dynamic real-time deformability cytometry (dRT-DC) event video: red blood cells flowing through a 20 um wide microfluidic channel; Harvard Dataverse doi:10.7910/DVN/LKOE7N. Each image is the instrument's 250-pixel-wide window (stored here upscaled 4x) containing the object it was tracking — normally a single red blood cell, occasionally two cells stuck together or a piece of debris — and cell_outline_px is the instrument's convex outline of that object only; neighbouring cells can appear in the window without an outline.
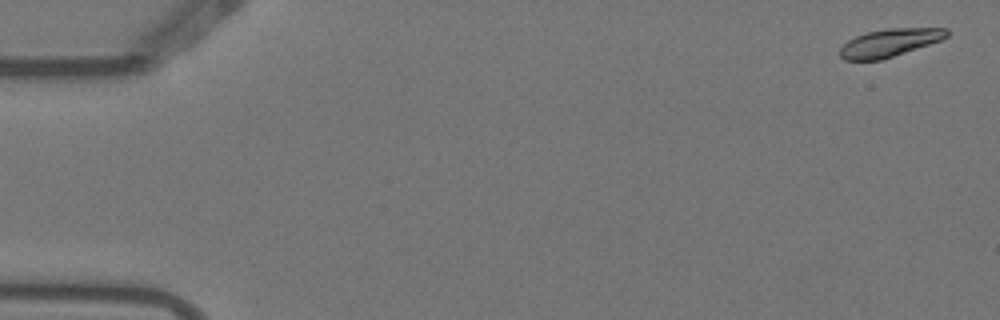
{"species": "Egyptian fruit bat (a non-hibernating species)", "species_latin": "Rousettus aegyptiacus", "temperature_condition": "warm", "stored_images_in_passage": 4, "camera_frame_rate_fps": 3000, "um_per_image_px": 0.085, "animal": {"sex": "female"}, "frame": {"image": 1, "passage_image": 1, "time_ms": 0.0, "image_size_px": [1000, 320], "cell_outline_px": [[948, 36], [940, 40], [880, 60], [844, 60], [840, 56], [840, 48], [848, 40], [856, 36], [868, 32], [888, 28], [948, 28]], "centroid_in_image_um": [75.59, 3.62], "position_along_channel_um": 9.4, "area_um2": 16.99}}
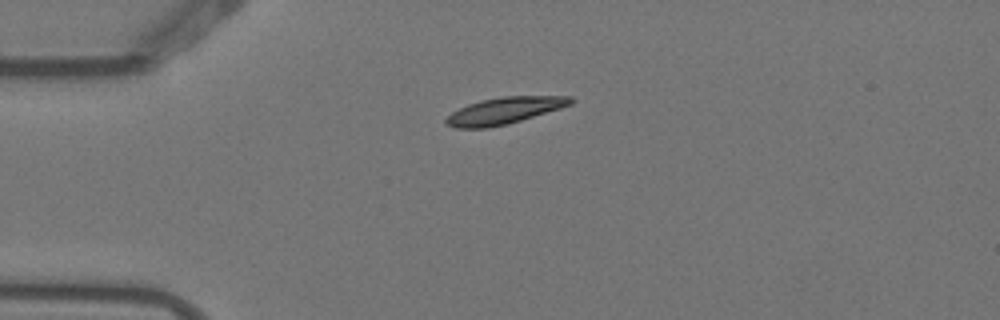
{"frame": {"image": 2, "passage_image": 4, "time_ms": 1.0, "image_size_px": [1000, 320], "cell_outline_px": [[576, 100], [572, 104], [560, 108], [508, 124], [488, 128], [456, 128], [444, 124], [444, 120], [452, 112], [468, 104], [480, 100], [500, 96], [572, 96]], "centroid_in_image_um": [42.86, 9.4], "position_along_channel_um": 42.1, "area_um2": 19.48}}